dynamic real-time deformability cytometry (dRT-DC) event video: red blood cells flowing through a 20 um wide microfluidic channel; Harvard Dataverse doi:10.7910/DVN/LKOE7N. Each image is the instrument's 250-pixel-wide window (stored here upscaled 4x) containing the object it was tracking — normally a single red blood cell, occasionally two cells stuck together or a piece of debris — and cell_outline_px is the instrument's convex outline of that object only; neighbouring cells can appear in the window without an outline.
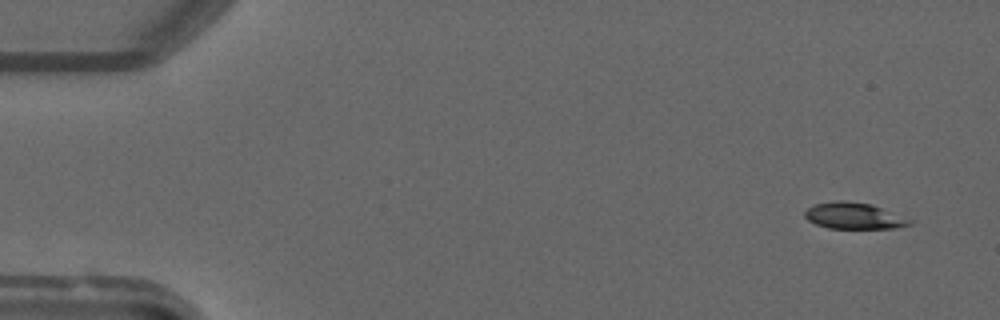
{"species": "common noctule bat (a hibernating species)", "species_latin": "Nyctalus noctula", "temperature_condition": "warm", "stored_images_in_passage": 49, "camera_frame_rate_fps": 3000, "um_per_image_px": 0.085, "animal": {"sex": "male", "forearm_length_mm": 52.5}, "frame": {"image": 1, "passage_image": 3, "time_ms": 0.667, "image_size_px": [1000, 320], "cell_outline_px": [[912, 224], [896, 228], [828, 228], [816, 224], [808, 220], [804, 216], [804, 212], [808, 208], [816, 204], [836, 200], [840, 200], [872, 204], [912, 220]], "centroid_in_image_um": [72.57, 18.34], "position_along_channel_um": 12.4, "area_um2": 15.95}}
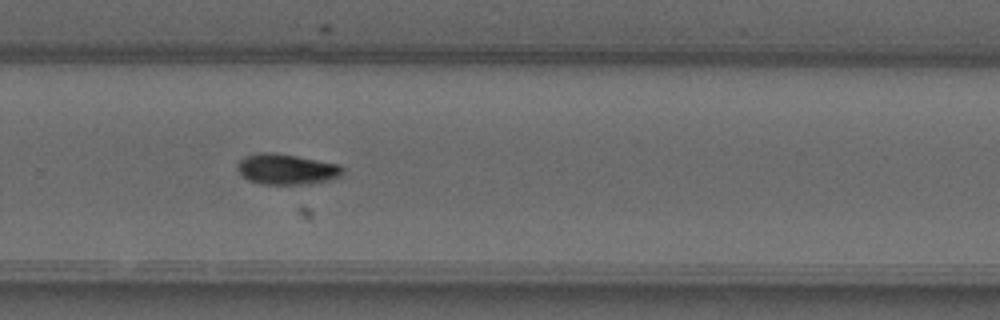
{"frame": {"image": 2, "passage_image": 33, "time_ms": 10.667, "image_size_px": [1000, 320], "cell_outline_px": [[344, 176], [332, 180], [308, 184], [260, 184], [248, 180], [236, 168], [236, 164], [244, 156], [256, 152], [272, 152], [296, 156], [340, 164], [344, 168]], "centroid_in_image_um": [24.39, 14.38], "position_along_channel_um": 305.4, "area_um2": 19.13}}
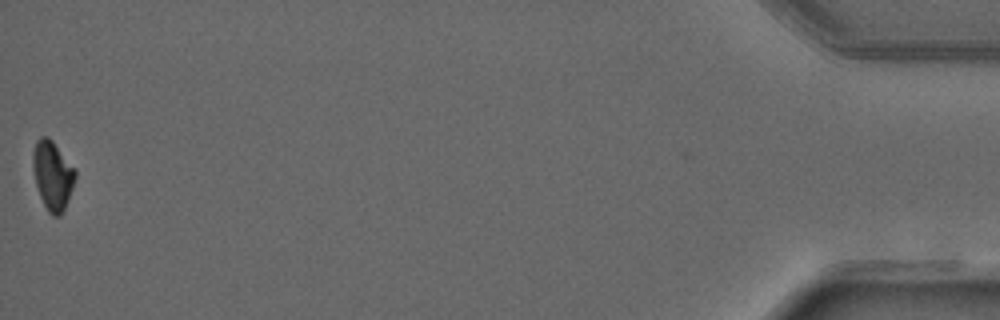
{"frame": {"image": 3, "passage_image": 49, "time_ms": 16.0, "image_size_px": [1000, 320], "cell_outline_px": [[76, 176], [72, 188], [64, 208], [60, 216], [52, 216], [48, 212], [40, 196], [36, 184], [32, 168], [32, 152], [36, 140], [40, 136], [48, 136], [52, 140], [76, 168]], "centroid_in_image_um": [4.46, 14.86], "position_along_channel_um": 430.7, "area_um2": 17.11}}